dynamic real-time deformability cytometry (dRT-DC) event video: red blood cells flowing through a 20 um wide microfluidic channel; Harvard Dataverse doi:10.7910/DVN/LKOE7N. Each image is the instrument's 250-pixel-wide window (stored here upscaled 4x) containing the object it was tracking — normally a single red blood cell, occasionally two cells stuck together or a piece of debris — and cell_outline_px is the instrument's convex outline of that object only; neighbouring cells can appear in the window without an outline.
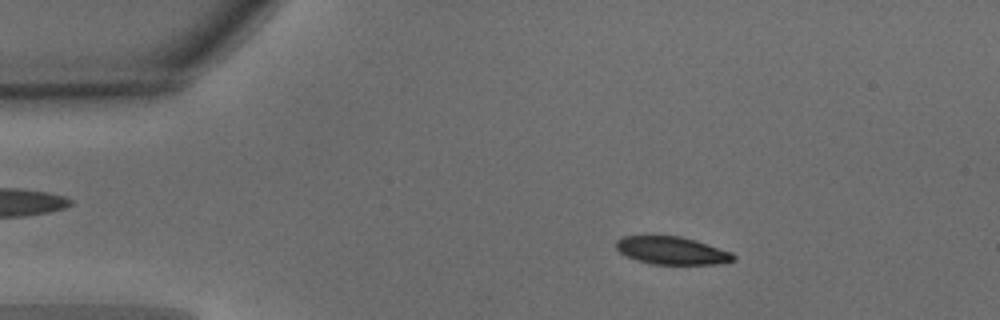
{"species": "common noctule bat (a hibernating species)", "species_latin": "Nyctalus noctula", "temperature_condition": "warm", "stored_images_in_passage": 51, "camera_frame_rate_fps": 3000, "um_per_image_px": 0.085, "animal": {"sex": "male", "body_mass_g": 15.6}, "frame": {"image": 1, "passage_image": 8, "time_ms": 2.333, "image_size_px": [1000, 320], "cell_outline_px": [[736, 260], [716, 264], [652, 264], [636, 260], [620, 252], [616, 248], [616, 240], [624, 236], [680, 236], [696, 240], [732, 252], [736, 256]], "centroid_in_image_um": [57.13, 21.3], "position_along_channel_um": 27.9, "area_um2": 18.96}}
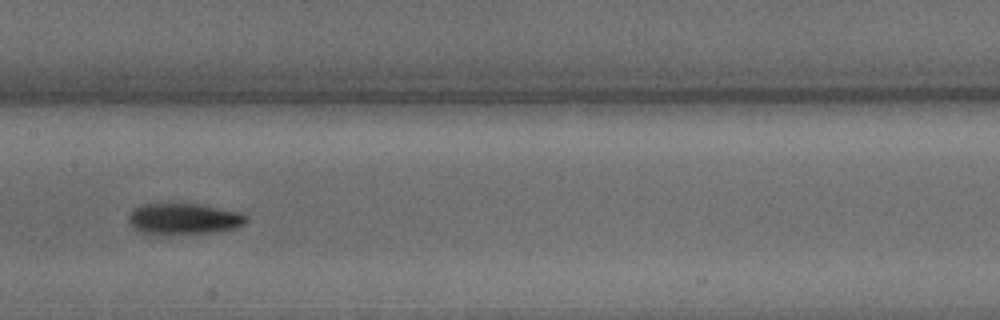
{"frame": {"image": 2, "passage_image": 25, "time_ms": 8.0, "image_size_px": [1000, 320], "cell_outline_px": [[248, 220], [244, 224], [236, 228], [216, 232], [180, 236], [140, 232], [128, 220], [128, 216], [136, 208], [144, 204], [200, 204], [240, 212], [248, 216]], "centroid_in_image_um": [15.69, 18.63], "position_along_channel_um": 191.7, "area_um2": 21.62}}
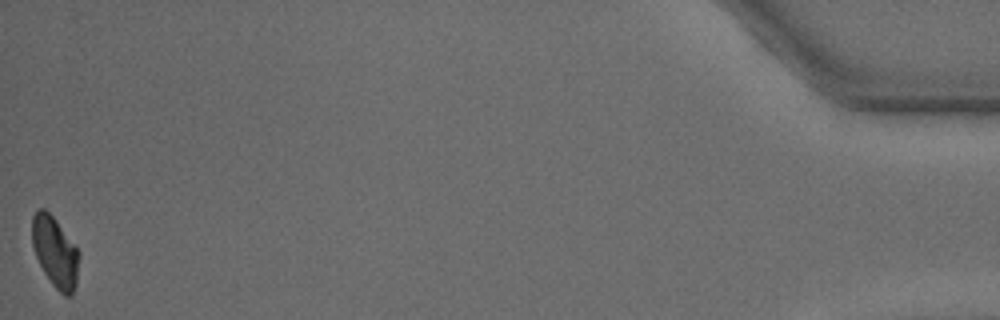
{"frame": {"image": 3, "passage_image": 51, "time_ms": 16.667, "image_size_px": [1000, 320], "cell_outline_px": [[80, 256], [76, 284], [72, 296], [64, 296], [52, 284], [44, 272], [36, 256], [32, 244], [32, 216], [40, 208], [44, 208], [56, 220], [80, 252]], "centroid_in_image_um": [4.7, 21.44], "position_along_channel_um": 430.5, "area_um2": 19.25}, "authors_computed_cell_mechanics": {"area_um2": 20.5768, "velocity_mm_per_s": 3.8843, "shape_relaxation_time_tau1_ms": 3.4998, "shape_relaxation_time_tau2_ms": 10.1378, "deformation_change_tau1": 0.1167, "deformation_change_tau2": 0.1537}}